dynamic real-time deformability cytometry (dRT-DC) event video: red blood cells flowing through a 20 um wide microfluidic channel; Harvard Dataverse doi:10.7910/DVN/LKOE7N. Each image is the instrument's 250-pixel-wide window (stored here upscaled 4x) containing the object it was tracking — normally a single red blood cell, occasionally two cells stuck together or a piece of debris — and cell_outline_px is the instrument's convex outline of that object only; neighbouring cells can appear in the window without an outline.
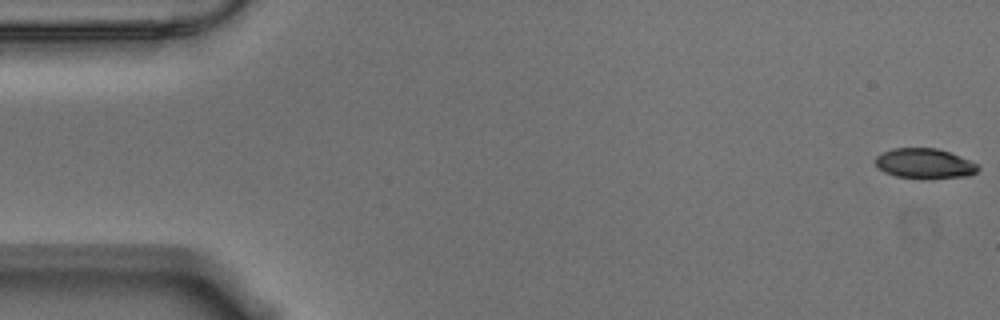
{"species": "Egyptian fruit bat (a non-hibernating species)", "species_latin": "Rousettus aegyptiacus", "temperature_condition": "warm", "stored_images_in_passage": 57, "camera_frame_rate_fps": 3000, "um_per_image_px": 0.085, "animal": {"sex": "male"}, "frame": {"image": 1, "passage_image": 1, "time_ms": 0.0, "image_size_px": [1000, 320], "cell_outline_px": [[980, 168], [972, 176], [924, 180], [896, 176], [884, 172], [876, 164], [876, 156], [892, 148], [936, 148], [948, 152], [980, 164]], "centroid_in_image_um": [78.64, 13.93], "position_along_channel_um": 6.4, "area_um2": 18.32}}
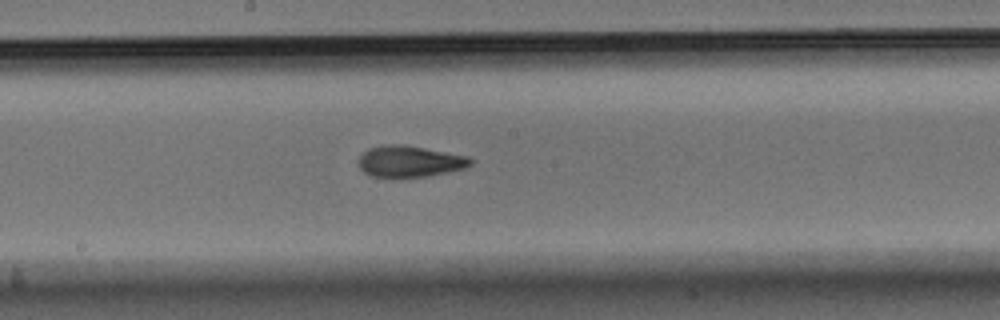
{"frame": {"image": 2, "passage_image": 30, "time_ms": 9.667, "image_size_px": [1000, 320], "cell_outline_px": [[472, 164], [464, 168], [448, 172], [428, 176], [372, 176], [364, 172], [356, 164], [360, 156], [368, 148], [388, 144], [404, 144], [468, 156], [472, 160]], "centroid_in_image_um": [34.81, 13.7], "position_along_channel_um": 213.4, "area_um2": 20.29}}
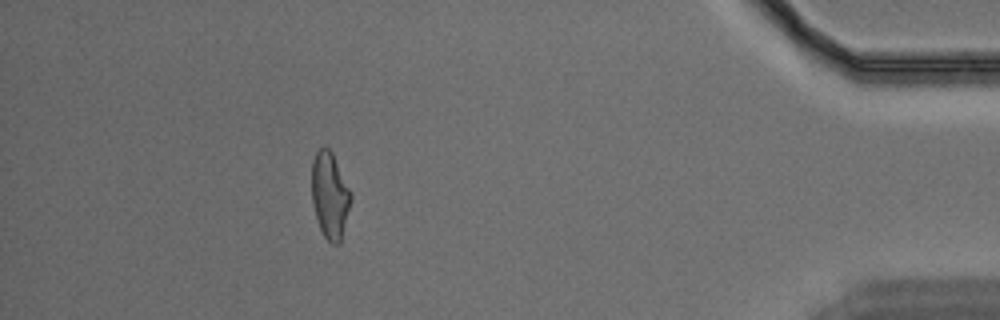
{"frame": {"image": 3, "passage_image": 51, "time_ms": 16.667, "image_size_px": [1000, 320], "cell_outline_px": [[352, 196], [340, 244], [332, 244], [324, 236], [320, 228], [312, 204], [312, 160], [316, 152], [324, 144], [332, 152], [352, 192]], "centroid_in_image_um": [28.04, 16.57], "position_along_channel_um": 407.2, "area_um2": 19.77}, "authors_computed_cell_mechanics": {"area_um2": 19.941, "velocity_mm_per_s": 3.5465, "shape_relaxation_time_tau1_ms": 6.4082, "shape_relaxation_time_tau2_ms": 2.8121, "deformation_change_tau1": 0.1894, "deformation_change_tau2": 0.0992}}